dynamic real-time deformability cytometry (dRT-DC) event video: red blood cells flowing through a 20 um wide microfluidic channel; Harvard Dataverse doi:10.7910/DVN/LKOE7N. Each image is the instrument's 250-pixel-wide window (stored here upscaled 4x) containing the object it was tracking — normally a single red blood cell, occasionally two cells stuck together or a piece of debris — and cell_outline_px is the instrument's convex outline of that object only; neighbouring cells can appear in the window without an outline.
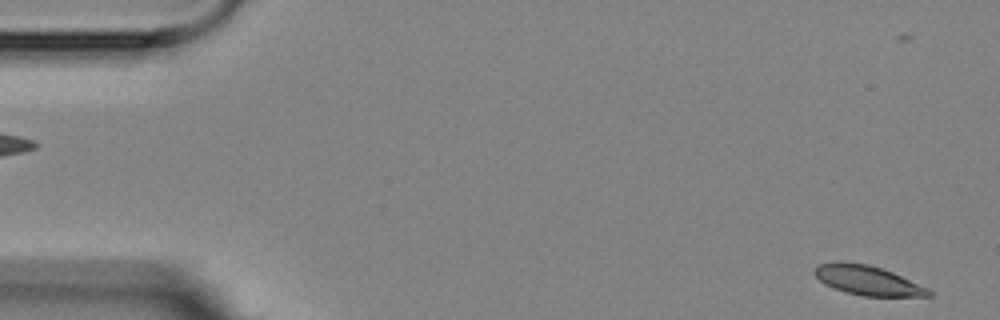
{"species": "Egyptian fruit bat (a non-hibernating species)", "species_latin": "Rousettus aegyptiacus", "temperature_condition": "room temperature", "stored_images_in_passage": 3, "segment_of_instrument_passage": [2, 2], "camera_frame_rate_fps": 3000, "um_per_image_px": 0.085, "animal": {"sex": "female"}, "frame": {"image": 1, "passage_image": 3, "time_ms": 2.333, "image_size_px": [1000, 320], "cell_outline_px": [[932, 296], [864, 296], [844, 292], [824, 284], [812, 272], [812, 268], [820, 264], [868, 264], [892, 272], [928, 288], [932, 292]], "centroid_in_image_um": [73.77, 23.87], "position_along_channel_um": 11.2, "area_um2": 19.02}}